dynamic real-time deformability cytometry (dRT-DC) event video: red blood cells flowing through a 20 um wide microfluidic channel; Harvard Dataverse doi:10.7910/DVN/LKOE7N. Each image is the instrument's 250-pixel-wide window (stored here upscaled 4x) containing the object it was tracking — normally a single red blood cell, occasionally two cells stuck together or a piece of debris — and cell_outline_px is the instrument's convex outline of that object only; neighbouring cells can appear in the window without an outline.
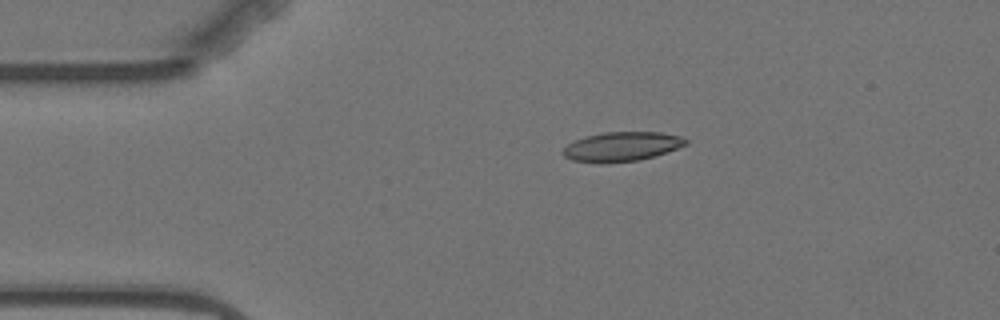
{"species": "Egyptian fruit bat (a non-hibernating species)", "species_latin": "Rousettus aegyptiacus", "temperature_condition": "warm", "stored_images_in_passage": 5, "camera_frame_rate_fps": 3000, "um_per_image_px": 0.085, "animal": {"sex": "female"}, "frame": {"image": 1, "passage_image": 1, "time_ms": 0.0, "image_size_px": [1000, 320], "cell_outline_px": [[688, 144], [640, 160], [604, 164], [600, 164], [572, 160], [564, 156], [560, 152], [568, 144], [576, 140], [588, 136], [604, 132], [660, 132], [680, 136], [688, 140]], "centroid_in_image_um": [52.81, 12.47], "position_along_channel_um": 32.2, "area_um2": 20.98}}
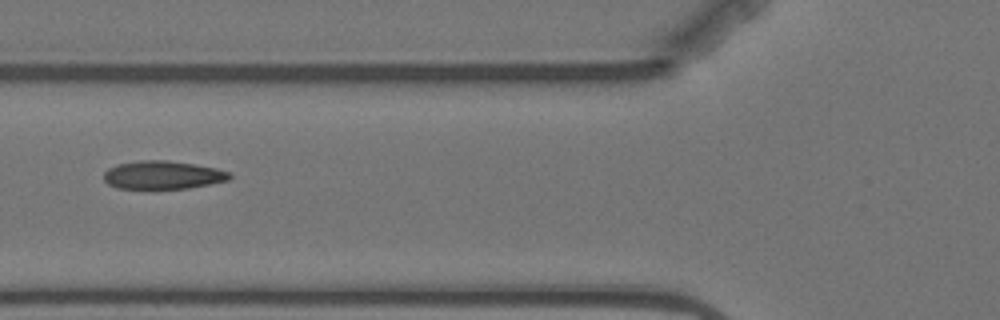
{"frame": {"image": 2, "passage_image": 4, "time_ms": 3.333, "image_size_px": [1000, 320], "cell_outline_px": [[232, 176], [228, 180], [188, 188], [156, 192], [116, 188], [108, 184], [104, 180], [104, 172], [108, 168], [116, 164], [140, 160], [168, 160], [196, 164], [216, 168], [232, 172]], "centroid_in_image_um": [13.8, 14.92], "position_along_channel_um": 112.0, "area_um2": 21.79}}
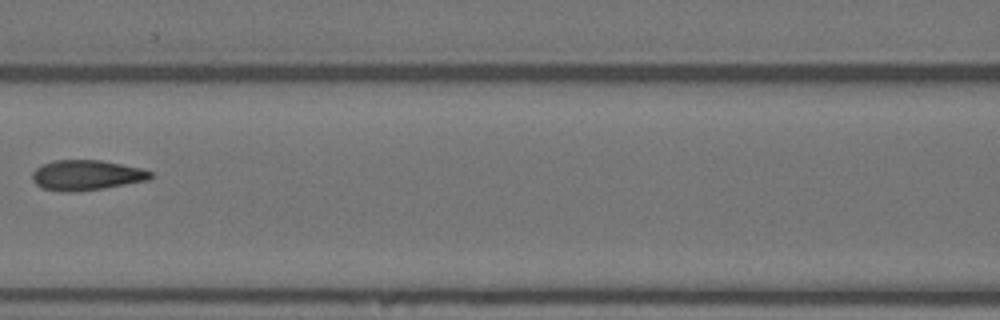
{"frame": {"image": 3, "passage_image": 5, "time_ms": 4.667, "image_size_px": [1000, 320], "cell_outline_px": [[152, 176], [148, 180], [104, 188], [72, 192], [64, 192], [40, 188], [32, 180], [32, 172], [36, 168], [52, 160], [100, 160], [140, 168], [152, 172]], "centroid_in_image_um": [7.31, 14.89], "position_along_channel_um": 159.3, "area_um2": 20.75}}